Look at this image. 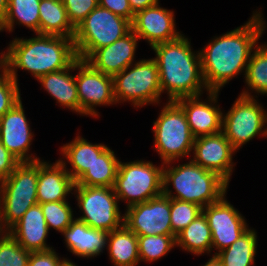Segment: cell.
Returning <instances> with one entry per match:
<instances>
[{
    "label": "cell",
    "instance_id": "obj_1",
    "mask_svg": "<svg viewBox=\"0 0 267 266\" xmlns=\"http://www.w3.org/2000/svg\"><path fill=\"white\" fill-rule=\"evenodd\" d=\"M262 11H253L248 21L215 36L200 49L201 70L208 91H219L241 73L245 76L250 56L267 26Z\"/></svg>",
    "mask_w": 267,
    "mask_h": 266
},
{
    "label": "cell",
    "instance_id": "obj_2",
    "mask_svg": "<svg viewBox=\"0 0 267 266\" xmlns=\"http://www.w3.org/2000/svg\"><path fill=\"white\" fill-rule=\"evenodd\" d=\"M77 58L73 38L35 33L29 39L13 38L4 50L1 66L18 83V69L37 80L69 67Z\"/></svg>",
    "mask_w": 267,
    "mask_h": 266
},
{
    "label": "cell",
    "instance_id": "obj_3",
    "mask_svg": "<svg viewBox=\"0 0 267 266\" xmlns=\"http://www.w3.org/2000/svg\"><path fill=\"white\" fill-rule=\"evenodd\" d=\"M184 34L179 38L154 45L161 92L167 101L199 96L208 89L204 83L199 51H192L191 42Z\"/></svg>",
    "mask_w": 267,
    "mask_h": 266
},
{
    "label": "cell",
    "instance_id": "obj_4",
    "mask_svg": "<svg viewBox=\"0 0 267 266\" xmlns=\"http://www.w3.org/2000/svg\"><path fill=\"white\" fill-rule=\"evenodd\" d=\"M170 185L176 193H172ZM228 186L218 173L202 168L192 158L178 165L174 161L168 162L163 167V194L202 208L219 201L227 194Z\"/></svg>",
    "mask_w": 267,
    "mask_h": 266
},
{
    "label": "cell",
    "instance_id": "obj_5",
    "mask_svg": "<svg viewBox=\"0 0 267 266\" xmlns=\"http://www.w3.org/2000/svg\"><path fill=\"white\" fill-rule=\"evenodd\" d=\"M38 161L20 162L0 183V231L7 232L37 204Z\"/></svg>",
    "mask_w": 267,
    "mask_h": 266
},
{
    "label": "cell",
    "instance_id": "obj_6",
    "mask_svg": "<svg viewBox=\"0 0 267 266\" xmlns=\"http://www.w3.org/2000/svg\"><path fill=\"white\" fill-rule=\"evenodd\" d=\"M153 121L154 149L162 164L191 157L194 137L183 109L175 101H167ZM180 159V160H179Z\"/></svg>",
    "mask_w": 267,
    "mask_h": 266
},
{
    "label": "cell",
    "instance_id": "obj_7",
    "mask_svg": "<svg viewBox=\"0 0 267 266\" xmlns=\"http://www.w3.org/2000/svg\"><path fill=\"white\" fill-rule=\"evenodd\" d=\"M136 61L112 77L116 103L130 102L135 108L160 104L162 92L156 61Z\"/></svg>",
    "mask_w": 267,
    "mask_h": 266
},
{
    "label": "cell",
    "instance_id": "obj_8",
    "mask_svg": "<svg viewBox=\"0 0 267 266\" xmlns=\"http://www.w3.org/2000/svg\"><path fill=\"white\" fill-rule=\"evenodd\" d=\"M163 167L143 159L120 161L113 187L119 202L127 208L163 194Z\"/></svg>",
    "mask_w": 267,
    "mask_h": 266
},
{
    "label": "cell",
    "instance_id": "obj_9",
    "mask_svg": "<svg viewBox=\"0 0 267 266\" xmlns=\"http://www.w3.org/2000/svg\"><path fill=\"white\" fill-rule=\"evenodd\" d=\"M132 30L131 22L99 5L75 29L77 57L86 60L96 49L108 46Z\"/></svg>",
    "mask_w": 267,
    "mask_h": 266
},
{
    "label": "cell",
    "instance_id": "obj_10",
    "mask_svg": "<svg viewBox=\"0 0 267 266\" xmlns=\"http://www.w3.org/2000/svg\"><path fill=\"white\" fill-rule=\"evenodd\" d=\"M73 194L82 213L76 218L89 227L111 232L124 224L113 187L74 185Z\"/></svg>",
    "mask_w": 267,
    "mask_h": 266
},
{
    "label": "cell",
    "instance_id": "obj_11",
    "mask_svg": "<svg viewBox=\"0 0 267 266\" xmlns=\"http://www.w3.org/2000/svg\"><path fill=\"white\" fill-rule=\"evenodd\" d=\"M222 132L238 151L258 135L267 138V111L257 97L239 95L223 113Z\"/></svg>",
    "mask_w": 267,
    "mask_h": 266
},
{
    "label": "cell",
    "instance_id": "obj_12",
    "mask_svg": "<svg viewBox=\"0 0 267 266\" xmlns=\"http://www.w3.org/2000/svg\"><path fill=\"white\" fill-rule=\"evenodd\" d=\"M75 82L80 115L98 118L96 107L116 105L112 76L95 70L87 61L75 60Z\"/></svg>",
    "mask_w": 267,
    "mask_h": 266
},
{
    "label": "cell",
    "instance_id": "obj_13",
    "mask_svg": "<svg viewBox=\"0 0 267 266\" xmlns=\"http://www.w3.org/2000/svg\"><path fill=\"white\" fill-rule=\"evenodd\" d=\"M125 209L124 224L137 236L174 235L170 219V198L164 194Z\"/></svg>",
    "mask_w": 267,
    "mask_h": 266
},
{
    "label": "cell",
    "instance_id": "obj_14",
    "mask_svg": "<svg viewBox=\"0 0 267 266\" xmlns=\"http://www.w3.org/2000/svg\"><path fill=\"white\" fill-rule=\"evenodd\" d=\"M202 213L211 229L214 255L228 248L250 228L245 216L227 200L226 194L219 201L203 207Z\"/></svg>",
    "mask_w": 267,
    "mask_h": 266
},
{
    "label": "cell",
    "instance_id": "obj_15",
    "mask_svg": "<svg viewBox=\"0 0 267 266\" xmlns=\"http://www.w3.org/2000/svg\"><path fill=\"white\" fill-rule=\"evenodd\" d=\"M23 106L18 101L0 118V141L19 162L39 161L36 154H30L34 133Z\"/></svg>",
    "mask_w": 267,
    "mask_h": 266
},
{
    "label": "cell",
    "instance_id": "obj_16",
    "mask_svg": "<svg viewBox=\"0 0 267 266\" xmlns=\"http://www.w3.org/2000/svg\"><path fill=\"white\" fill-rule=\"evenodd\" d=\"M203 95L182 97L175 102L183 109L194 138L213 135L222 131L223 110L218 103L219 91H208Z\"/></svg>",
    "mask_w": 267,
    "mask_h": 266
},
{
    "label": "cell",
    "instance_id": "obj_17",
    "mask_svg": "<svg viewBox=\"0 0 267 266\" xmlns=\"http://www.w3.org/2000/svg\"><path fill=\"white\" fill-rule=\"evenodd\" d=\"M238 152L221 131L217 134L201 136L194 139L193 161L202 168L214 171L228 183L233 173L234 154Z\"/></svg>",
    "mask_w": 267,
    "mask_h": 266
},
{
    "label": "cell",
    "instance_id": "obj_18",
    "mask_svg": "<svg viewBox=\"0 0 267 266\" xmlns=\"http://www.w3.org/2000/svg\"><path fill=\"white\" fill-rule=\"evenodd\" d=\"M159 4L137 12L131 23L132 31L140 40H146L150 48L159 43L175 40L182 35L176 28L174 11Z\"/></svg>",
    "mask_w": 267,
    "mask_h": 266
},
{
    "label": "cell",
    "instance_id": "obj_19",
    "mask_svg": "<svg viewBox=\"0 0 267 266\" xmlns=\"http://www.w3.org/2000/svg\"><path fill=\"white\" fill-rule=\"evenodd\" d=\"M139 40L131 30L114 43L96 49L85 61L95 70L113 77L136 62L135 53Z\"/></svg>",
    "mask_w": 267,
    "mask_h": 266
},
{
    "label": "cell",
    "instance_id": "obj_20",
    "mask_svg": "<svg viewBox=\"0 0 267 266\" xmlns=\"http://www.w3.org/2000/svg\"><path fill=\"white\" fill-rule=\"evenodd\" d=\"M74 185L75 182L59 159L52 164L38 161L37 204L68 201Z\"/></svg>",
    "mask_w": 267,
    "mask_h": 266
},
{
    "label": "cell",
    "instance_id": "obj_21",
    "mask_svg": "<svg viewBox=\"0 0 267 266\" xmlns=\"http://www.w3.org/2000/svg\"><path fill=\"white\" fill-rule=\"evenodd\" d=\"M23 248L30 252L53 249L46 240L49 228L40 204L30 207L22 218L7 231Z\"/></svg>",
    "mask_w": 267,
    "mask_h": 266
},
{
    "label": "cell",
    "instance_id": "obj_22",
    "mask_svg": "<svg viewBox=\"0 0 267 266\" xmlns=\"http://www.w3.org/2000/svg\"><path fill=\"white\" fill-rule=\"evenodd\" d=\"M61 234L68 251L80 258L91 259L107 249L109 232L89 227L77 218Z\"/></svg>",
    "mask_w": 267,
    "mask_h": 266
},
{
    "label": "cell",
    "instance_id": "obj_23",
    "mask_svg": "<svg viewBox=\"0 0 267 266\" xmlns=\"http://www.w3.org/2000/svg\"><path fill=\"white\" fill-rule=\"evenodd\" d=\"M77 135L71 142L64 144L60 148L61 155L63 156L59 159L64 164L66 171L70 174L74 182L91 167L96 157L108 147L102 143L93 144L79 134ZM67 163L71 169L67 168Z\"/></svg>",
    "mask_w": 267,
    "mask_h": 266
},
{
    "label": "cell",
    "instance_id": "obj_24",
    "mask_svg": "<svg viewBox=\"0 0 267 266\" xmlns=\"http://www.w3.org/2000/svg\"><path fill=\"white\" fill-rule=\"evenodd\" d=\"M72 71H76L75 61L65 69L47 73L39 77L37 81L40 82L41 86H43L42 88L56 100V104L80 115L77 86L75 75H72Z\"/></svg>",
    "mask_w": 267,
    "mask_h": 266
},
{
    "label": "cell",
    "instance_id": "obj_25",
    "mask_svg": "<svg viewBox=\"0 0 267 266\" xmlns=\"http://www.w3.org/2000/svg\"><path fill=\"white\" fill-rule=\"evenodd\" d=\"M106 250L114 266H137L140 263L138 237L125 224L109 232Z\"/></svg>",
    "mask_w": 267,
    "mask_h": 266
},
{
    "label": "cell",
    "instance_id": "obj_26",
    "mask_svg": "<svg viewBox=\"0 0 267 266\" xmlns=\"http://www.w3.org/2000/svg\"><path fill=\"white\" fill-rule=\"evenodd\" d=\"M39 34L74 37L75 28L70 23L62 0H40Z\"/></svg>",
    "mask_w": 267,
    "mask_h": 266
},
{
    "label": "cell",
    "instance_id": "obj_27",
    "mask_svg": "<svg viewBox=\"0 0 267 266\" xmlns=\"http://www.w3.org/2000/svg\"><path fill=\"white\" fill-rule=\"evenodd\" d=\"M120 159L109 146L75 182V185L114 187Z\"/></svg>",
    "mask_w": 267,
    "mask_h": 266
},
{
    "label": "cell",
    "instance_id": "obj_28",
    "mask_svg": "<svg viewBox=\"0 0 267 266\" xmlns=\"http://www.w3.org/2000/svg\"><path fill=\"white\" fill-rule=\"evenodd\" d=\"M176 247L197 256L212 253L211 229L203 213L176 236Z\"/></svg>",
    "mask_w": 267,
    "mask_h": 266
},
{
    "label": "cell",
    "instance_id": "obj_29",
    "mask_svg": "<svg viewBox=\"0 0 267 266\" xmlns=\"http://www.w3.org/2000/svg\"><path fill=\"white\" fill-rule=\"evenodd\" d=\"M267 42L257 45L253 50L248 62L245 83L247 89L242 90L240 95L246 97L267 96ZM252 93H255L253 95ZM258 95V96H257Z\"/></svg>",
    "mask_w": 267,
    "mask_h": 266
},
{
    "label": "cell",
    "instance_id": "obj_30",
    "mask_svg": "<svg viewBox=\"0 0 267 266\" xmlns=\"http://www.w3.org/2000/svg\"><path fill=\"white\" fill-rule=\"evenodd\" d=\"M257 232L249 228L228 248L216 256L223 266H254L257 254Z\"/></svg>",
    "mask_w": 267,
    "mask_h": 266
},
{
    "label": "cell",
    "instance_id": "obj_31",
    "mask_svg": "<svg viewBox=\"0 0 267 266\" xmlns=\"http://www.w3.org/2000/svg\"><path fill=\"white\" fill-rule=\"evenodd\" d=\"M39 4L40 0H8L4 30L12 33L14 26L21 24L39 34Z\"/></svg>",
    "mask_w": 267,
    "mask_h": 266
},
{
    "label": "cell",
    "instance_id": "obj_32",
    "mask_svg": "<svg viewBox=\"0 0 267 266\" xmlns=\"http://www.w3.org/2000/svg\"><path fill=\"white\" fill-rule=\"evenodd\" d=\"M138 237L140 262L151 263L166 256L176 247L174 235H145Z\"/></svg>",
    "mask_w": 267,
    "mask_h": 266
},
{
    "label": "cell",
    "instance_id": "obj_33",
    "mask_svg": "<svg viewBox=\"0 0 267 266\" xmlns=\"http://www.w3.org/2000/svg\"><path fill=\"white\" fill-rule=\"evenodd\" d=\"M40 206L49 230L53 228L62 233L75 219L74 211L68 201L46 202Z\"/></svg>",
    "mask_w": 267,
    "mask_h": 266
},
{
    "label": "cell",
    "instance_id": "obj_34",
    "mask_svg": "<svg viewBox=\"0 0 267 266\" xmlns=\"http://www.w3.org/2000/svg\"><path fill=\"white\" fill-rule=\"evenodd\" d=\"M202 209L200 205L170 198V219L174 236L202 214Z\"/></svg>",
    "mask_w": 267,
    "mask_h": 266
},
{
    "label": "cell",
    "instance_id": "obj_35",
    "mask_svg": "<svg viewBox=\"0 0 267 266\" xmlns=\"http://www.w3.org/2000/svg\"><path fill=\"white\" fill-rule=\"evenodd\" d=\"M30 254L8 232H0V266H28Z\"/></svg>",
    "mask_w": 267,
    "mask_h": 266
},
{
    "label": "cell",
    "instance_id": "obj_36",
    "mask_svg": "<svg viewBox=\"0 0 267 266\" xmlns=\"http://www.w3.org/2000/svg\"><path fill=\"white\" fill-rule=\"evenodd\" d=\"M19 83L0 66V118L21 100Z\"/></svg>",
    "mask_w": 267,
    "mask_h": 266
},
{
    "label": "cell",
    "instance_id": "obj_37",
    "mask_svg": "<svg viewBox=\"0 0 267 266\" xmlns=\"http://www.w3.org/2000/svg\"><path fill=\"white\" fill-rule=\"evenodd\" d=\"M71 25L76 29L86 16L95 9L98 0H62Z\"/></svg>",
    "mask_w": 267,
    "mask_h": 266
},
{
    "label": "cell",
    "instance_id": "obj_38",
    "mask_svg": "<svg viewBox=\"0 0 267 266\" xmlns=\"http://www.w3.org/2000/svg\"><path fill=\"white\" fill-rule=\"evenodd\" d=\"M58 255L59 254L54 249L31 252L28 266H64L66 262H72Z\"/></svg>",
    "mask_w": 267,
    "mask_h": 266
},
{
    "label": "cell",
    "instance_id": "obj_39",
    "mask_svg": "<svg viewBox=\"0 0 267 266\" xmlns=\"http://www.w3.org/2000/svg\"><path fill=\"white\" fill-rule=\"evenodd\" d=\"M98 2L100 7L108 9L132 23L135 14L132 12L128 0H98Z\"/></svg>",
    "mask_w": 267,
    "mask_h": 266
},
{
    "label": "cell",
    "instance_id": "obj_40",
    "mask_svg": "<svg viewBox=\"0 0 267 266\" xmlns=\"http://www.w3.org/2000/svg\"><path fill=\"white\" fill-rule=\"evenodd\" d=\"M19 163L0 141V183L10 176Z\"/></svg>",
    "mask_w": 267,
    "mask_h": 266
},
{
    "label": "cell",
    "instance_id": "obj_41",
    "mask_svg": "<svg viewBox=\"0 0 267 266\" xmlns=\"http://www.w3.org/2000/svg\"><path fill=\"white\" fill-rule=\"evenodd\" d=\"M132 12L136 14L137 12L144 10L150 6L160 3L159 0H128Z\"/></svg>",
    "mask_w": 267,
    "mask_h": 266
},
{
    "label": "cell",
    "instance_id": "obj_42",
    "mask_svg": "<svg viewBox=\"0 0 267 266\" xmlns=\"http://www.w3.org/2000/svg\"><path fill=\"white\" fill-rule=\"evenodd\" d=\"M211 258L201 266H223L222 262L218 259L216 255L211 254Z\"/></svg>",
    "mask_w": 267,
    "mask_h": 266
},
{
    "label": "cell",
    "instance_id": "obj_43",
    "mask_svg": "<svg viewBox=\"0 0 267 266\" xmlns=\"http://www.w3.org/2000/svg\"><path fill=\"white\" fill-rule=\"evenodd\" d=\"M8 8V0H0V19L3 21Z\"/></svg>",
    "mask_w": 267,
    "mask_h": 266
},
{
    "label": "cell",
    "instance_id": "obj_44",
    "mask_svg": "<svg viewBox=\"0 0 267 266\" xmlns=\"http://www.w3.org/2000/svg\"><path fill=\"white\" fill-rule=\"evenodd\" d=\"M4 31L3 21L0 19V32ZM4 51H1L0 58L2 59Z\"/></svg>",
    "mask_w": 267,
    "mask_h": 266
},
{
    "label": "cell",
    "instance_id": "obj_45",
    "mask_svg": "<svg viewBox=\"0 0 267 266\" xmlns=\"http://www.w3.org/2000/svg\"><path fill=\"white\" fill-rule=\"evenodd\" d=\"M64 266H78L74 262H66Z\"/></svg>",
    "mask_w": 267,
    "mask_h": 266
}]
</instances>
